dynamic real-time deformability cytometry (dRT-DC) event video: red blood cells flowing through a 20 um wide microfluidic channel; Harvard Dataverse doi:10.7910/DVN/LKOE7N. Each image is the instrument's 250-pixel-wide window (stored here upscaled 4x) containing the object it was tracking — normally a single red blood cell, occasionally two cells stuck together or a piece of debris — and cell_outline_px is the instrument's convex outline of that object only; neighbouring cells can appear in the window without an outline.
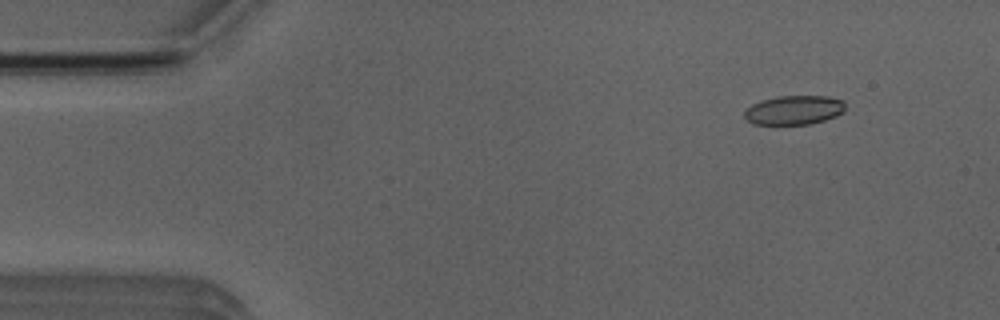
{"species": "Egyptian fruit bat (a non-hibernating species)", "species_latin": "Rousettus aegyptiacus", "temperature_condition": "room temperature", "stored_images_in_passage": 7, "camera_frame_rate_fps": 3000, "um_per_image_px": 0.085, "animal": {"sex": "male"}, "frame": {"image": 1, "passage_image": 2, "time_ms": 1.333, "image_size_px": [1000, 320], "cell_outline_px": [[844, 112], [836, 116], [824, 120], [808, 124], [752, 124], [744, 116], [744, 112], [752, 104], [764, 100], [780, 96], [828, 96], [844, 100]], "centroid_in_image_um": [67.52, 9.35], "position_along_channel_um": 17.5, "area_um2": 16.99}}